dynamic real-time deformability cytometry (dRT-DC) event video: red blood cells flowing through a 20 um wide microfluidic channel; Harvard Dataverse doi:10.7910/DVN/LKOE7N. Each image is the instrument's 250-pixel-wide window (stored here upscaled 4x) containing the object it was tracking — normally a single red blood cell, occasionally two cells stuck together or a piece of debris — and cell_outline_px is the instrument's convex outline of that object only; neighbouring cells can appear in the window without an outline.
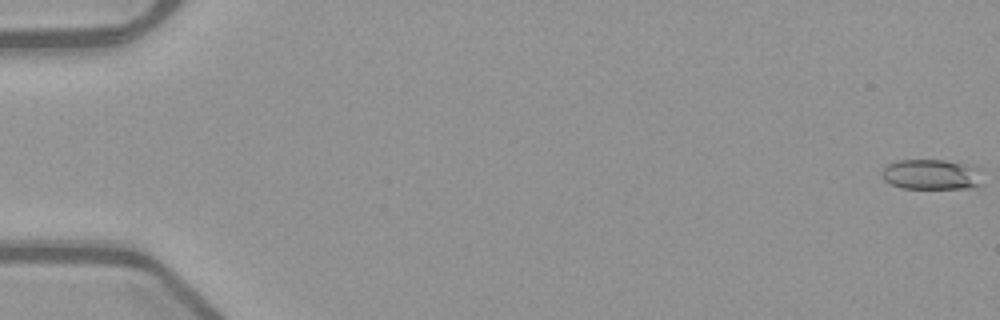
{"species": "common noctule bat (a hibernating species)", "species_latin": "Nyctalus noctula", "temperature_condition": "warm", "stored_images_in_passage": 53, "camera_frame_rate_fps": 3000, "um_per_image_px": 0.085, "animal": {"sex": "female", "body_mass_g": 21.9}, "frame": {"image": 1, "passage_image": 1, "time_ms": 0.0, "image_size_px": [1000, 320], "cell_outline_px": [[980, 184], [968, 188], [900, 188], [884, 180], [880, 176], [880, 172], [888, 164], [900, 160], [944, 160], [964, 164], [980, 168]], "centroid_in_image_um": [79.12, 14.83], "position_along_channel_um": 5.9, "area_um2": 17.69}}
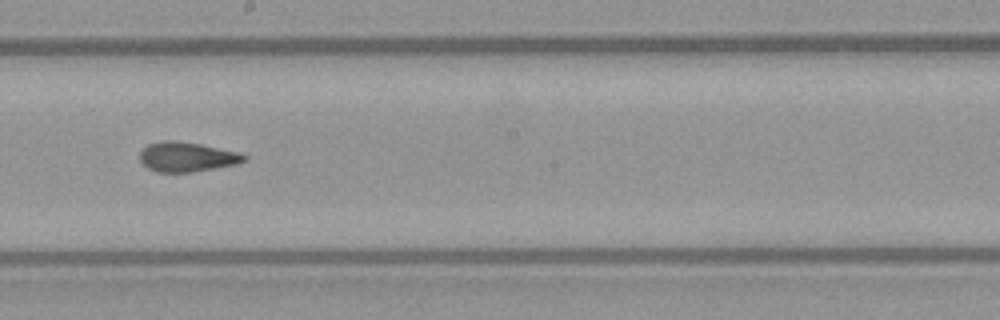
{"frame": {"image": 2, "passage_image": 31, "time_ms": 10.0, "image_size_px": [1000, 320], "cell_outline_px": [[248, 160], [236, 164], [192, 172], [156, 172], [148, 168], [140, 160], [140, 152], [148, 144], [160, 140], [176, 140], [200, 144], [240, 152], [248, 156]], "centroid_in_image_um": [15.9, 13.32], "position_along_channel_um": 232.3, "area_um2": 18.15}}
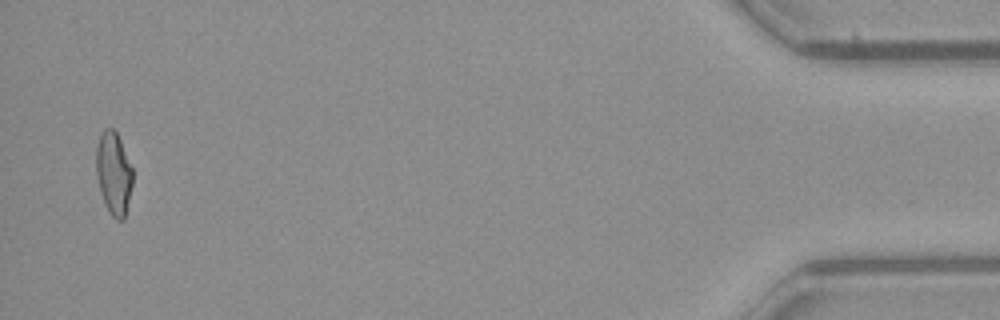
{"frame": {"image": 3, "passage_image": 52, "time_ms": 17.0, "image_size_px": [1000, 320], "cell_outline_px": [[132, 184], [124, 220], [116, 220], [108, 212], [104, 204], [100, 192], [96, 176], [96, 148], [100, 136], [104, 128], [112, 128], [116, 132], [120, 140], [132, 168]], "centroid_in_image_um": [9.64, 14.76], "position_along_channel_um": 425.6, "area_um2": 17.57}, "authors_computed_cell_mechanics": {"area_um2": 17.918, "velocity_mm_per_s": 4.0069, "shape_relaxation_time_tau1_ms": 5.538, "shape_relaxation_time_tau2_ms": 1.5277, "deformation_change_tau1": 0.1867, "deformation_change_tau2": 0.0949}}